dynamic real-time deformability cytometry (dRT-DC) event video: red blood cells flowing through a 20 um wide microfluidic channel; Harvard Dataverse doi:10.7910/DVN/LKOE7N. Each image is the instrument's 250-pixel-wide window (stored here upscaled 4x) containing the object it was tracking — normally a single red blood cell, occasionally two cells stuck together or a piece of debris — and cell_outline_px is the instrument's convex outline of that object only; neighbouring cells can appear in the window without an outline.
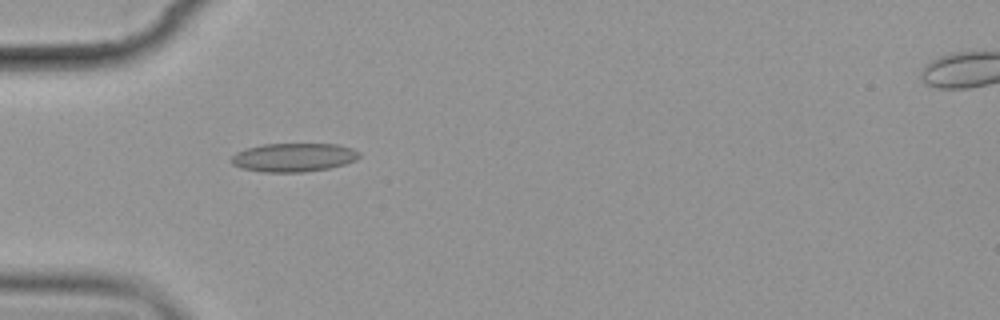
{"species": "common noctule bat (a hibernating species)", "species_latin": "Nyctalus noctula", "temperature_condition": "cold", "stored_images_in_passage": 7, "camera_frame_rate_fps": 3000, "um_per_image_px": 0.085, "animal": {"sex": "female", "body_mass_g": 19.9}, "frame": {"image": 1, "passage_image": 5, "time_ms": 5.333, "image_size_px": [1000, 320], "cell_outline_px": [[360, 156], [356, 160], [344, 164], [328, 168], [304, 172], [260, 172], [240, 168], [232, 164], [228, 160], [236, 152], [248, 148], [264, 144], [336, 144], [352, 148], [360, 152]], "centroid_in_image_um": [24.93, 13.38], "position_along_channel_um": 60.1, "area_um2": 21.44}}
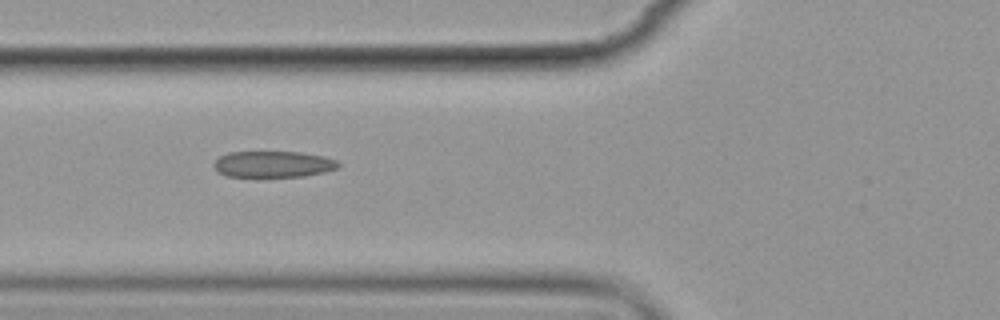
{"frame": {"image": 2, "passage_image": 6, "time_ms": 6.667, "image_size_px": [1000, 320], "cell_outline_px": [[340, 168], [324, 172], [304, 176], [228, 176], [216, 172], [212, 164], [220, 156], [228, 152], [300, 152], [324, 156], [336, 160], [340, 164]], "centroid_in_image_um": [23.22, 13.95], "position_along_channel_um": 102.6, "area_um2": 19.07}}
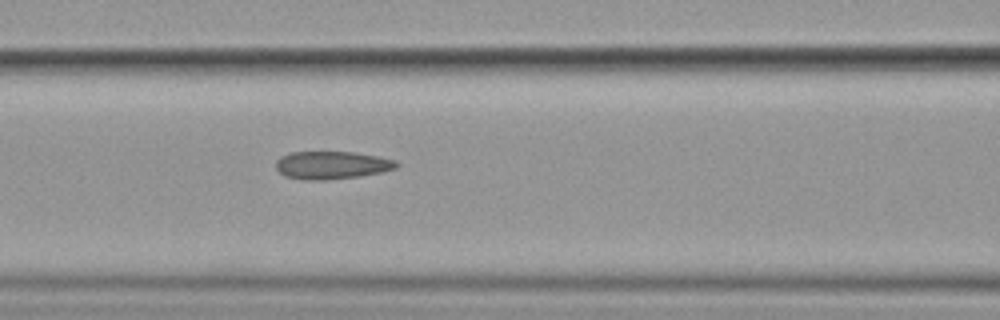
{"frame": {"image": 3, "passage_image": 7, "time_ms": 7.667, "image_size_px": [1000, 320], "cell_outline_px": [[400, 164], [396, 168], [380, 172], [360, 176], [328, 180], [300, 180], [284, 176], [276, 168], [276, 160], [280, 156], [288, 152], [356, 152], [396, 160]], "centroid_in_image_um": [28.17, 14.04], "position_along_channel_um": 138.4, "area_um2": 19.77}}